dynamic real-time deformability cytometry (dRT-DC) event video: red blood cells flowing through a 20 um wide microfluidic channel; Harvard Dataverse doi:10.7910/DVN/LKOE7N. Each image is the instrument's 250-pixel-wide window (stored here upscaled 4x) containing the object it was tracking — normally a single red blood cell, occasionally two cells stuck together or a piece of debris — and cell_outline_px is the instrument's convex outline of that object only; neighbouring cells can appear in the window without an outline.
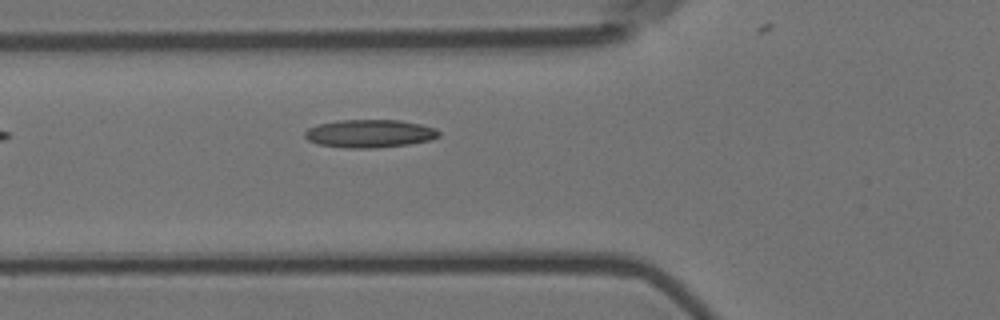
{"species": "Egyptian fruit bat (a non-hibernating species)", "species_latin": "Rousettus aegyptiacus", "temperature_condition": "room temperature", "stored_images_in_passage": 6, "camera_frame_rate_fps": 3000, "um_per_image_px": 0.085, "animal": {"sex": "female"}, "frame": {"image": 1, "passage_image": 3, "time_ms": 0.667, "image_size_px": [1000, 320], "cell_outline_px": [[440, 136], [428, 140], [408, 144], [376, 148], [348, 148], [320, 144], [308, 140], [304, 136], [304, 132], [308, 128], [320, 124], [336, 120], [400, 120], [420, 124], [436, 128], [440, 132]], "centroid_in_image_um": [31.43, 11.35], "position_along_channel_um": 94.4, "area_um2": 21.79}}